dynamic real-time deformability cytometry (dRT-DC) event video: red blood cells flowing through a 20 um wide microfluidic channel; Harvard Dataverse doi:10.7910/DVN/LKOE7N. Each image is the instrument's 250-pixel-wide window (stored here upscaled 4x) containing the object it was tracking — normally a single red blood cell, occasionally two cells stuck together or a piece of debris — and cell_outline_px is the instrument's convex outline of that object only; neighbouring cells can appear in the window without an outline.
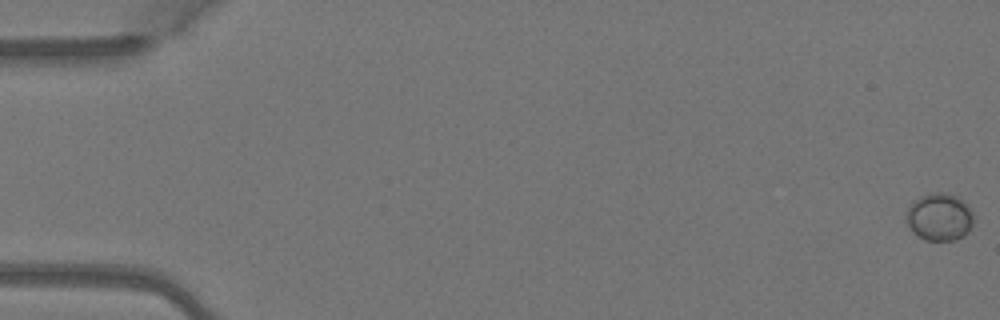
{"species": "Egyptian fruit bat (a non-hibernating species)", "species_latin": "Rousettus aegyptiacus", "temperature_condition": "warm", "stored_images_in_passage": 5, "camera_frame_rate_fps": 3000, "um_per_image_px": 0.085, "animal": {"sex": "female"}, "frame": {"image": 1, "passage_image": 1, "time_ms": 0.0, "image_size_px": [1000, 320], "cell_outline_px": [[976, 216], [972, 228], [964, 236], [956, 240], [924, 240], [912, 232], [908, 224], [908, 208], [912, 200], [920, 196], [936, 192], [948, 192], [956, 196]], "centroid_in_image_um": [79.88, 18.45], "position_along_channel_um": 5.1, "area_um2": 18.73}}
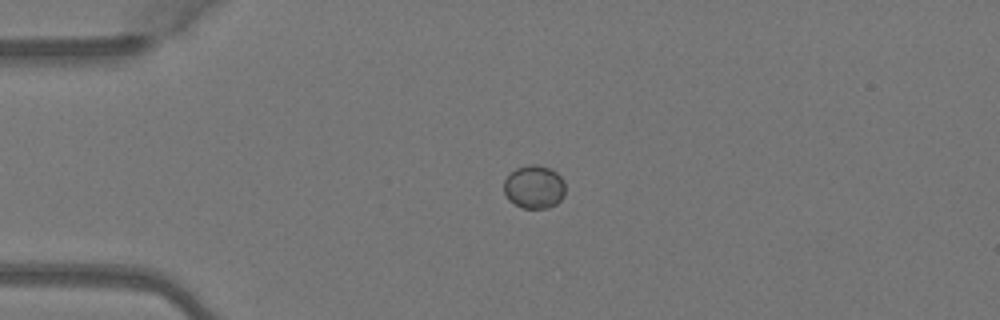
{"frame": {"image": 2, "passage_image": 3, "time_ms": 0.667, "image_size_px": [1000, 320], "cell_outline_px": [[564, 196], [556, 204], [548, 208], [524, 208], [508, 200], [504, 192], [504, 180], [516, 168], [528, 164], [536, 164], [552, 168], [564, 180]], "centroid_in_image_um": [45.41, 15.87], "position_along_channel_um": 39.6, "area_um2": 15.55}}